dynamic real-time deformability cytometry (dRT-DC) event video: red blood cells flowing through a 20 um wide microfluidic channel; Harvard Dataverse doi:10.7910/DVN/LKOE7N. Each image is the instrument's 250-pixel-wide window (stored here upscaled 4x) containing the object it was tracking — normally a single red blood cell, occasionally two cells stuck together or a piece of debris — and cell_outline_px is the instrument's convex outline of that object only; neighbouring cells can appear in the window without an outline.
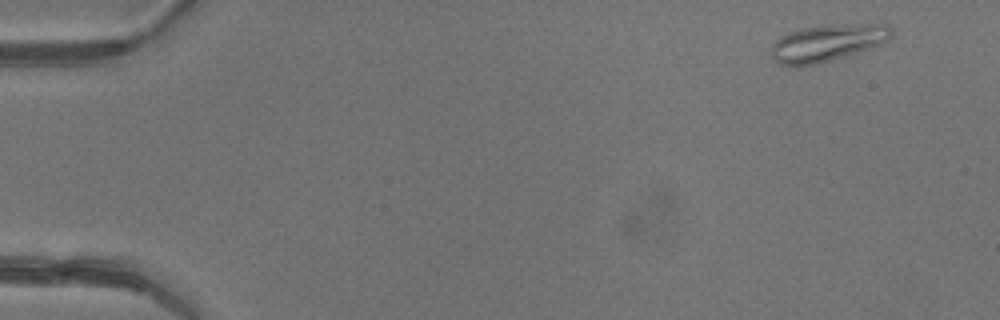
{"species": "common noctule bat (a hibernating species)", "species_latin": "Nyctalus noctula", "temperature_condition": "warm", "stored_images_in_passage": 4, "camera_frame_rate_fps": 3000, "um_per_image_px": 0.085, "animal": {"sex": "female"}, "frame": {"image": 1, "passage_image": 1, "time_ms": 0.0, "image_size_px": [1000, 320], "cell_outline_px": [[892, 36], [888, 40], [872, 48], [816, 64], [796, 68], [780, 64], [772, 60], [772, 44], [780, 36], [788, 32], [800, 28], [828, 24], [884, 20], [892, 28]], "centroid_in_image_um": [70.41, 3.59], "position_along_channel_um": 14.6, "area_um2": 27.17}}